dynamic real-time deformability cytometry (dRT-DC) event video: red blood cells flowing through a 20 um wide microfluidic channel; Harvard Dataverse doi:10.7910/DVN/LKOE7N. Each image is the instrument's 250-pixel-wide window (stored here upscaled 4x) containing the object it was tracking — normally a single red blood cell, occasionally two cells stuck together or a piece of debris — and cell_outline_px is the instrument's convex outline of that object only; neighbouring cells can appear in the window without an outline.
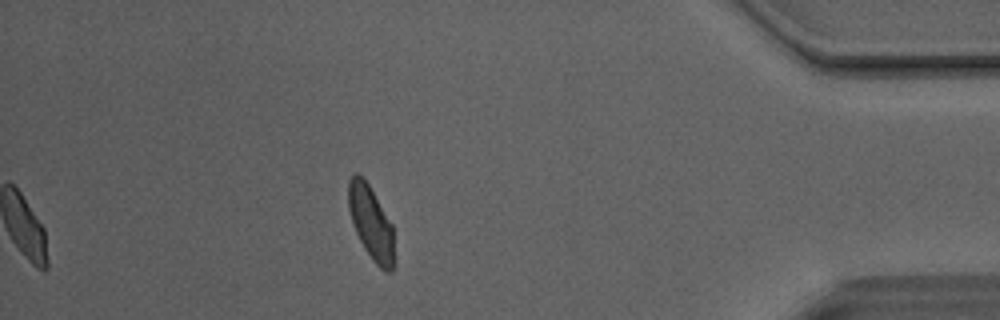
{"species": "Egyptian fruit bat (a non-hibernating species)", "species_latin": "Rousettus aegyptiacus", "temperature_condition": "room temperature", "stored_images_in_passage": 43, "camera_frame_rate_fps": 3000, "um_per_image_px": 0.085, "animal": {"sex": "male"}, "frame": {"image": 1, "passage_image": 43, "time_ms": 14.0, "image_size_px": [1000, 320], "cell_outline_px": [[396, 264], [392, 272], [388, 272], [380, 268], [372, 260], [364, 248], [356, 232], [348, 208], [348, 180], [356, 172], [368, 184], [392, 224]], "centroid_in_image_um": [31.57, 19.01], "position_along_channel_um": 403.6, "area_um2": 19.71}, "authors_computed_cell_mechanics": {"area_um2": 20.6924, "velocity_mm_per_s": 4.1144, "shape_relaxation_time_tau1_ms": 4.3818, "shape_relaxation_time_tau2_ms": 0.9698, "deformation_change_tau1": 0.1172, "deformation_change_tau2": 0.0569}}